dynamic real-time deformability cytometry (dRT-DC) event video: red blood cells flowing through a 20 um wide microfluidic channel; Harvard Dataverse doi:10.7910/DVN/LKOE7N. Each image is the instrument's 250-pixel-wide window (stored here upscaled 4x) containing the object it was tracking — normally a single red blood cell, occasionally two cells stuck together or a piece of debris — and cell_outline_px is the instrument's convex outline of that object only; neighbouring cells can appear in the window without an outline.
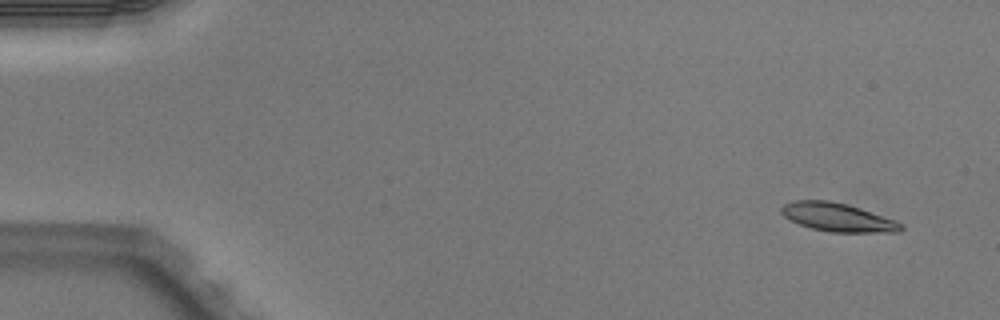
{"species": "Egyptian fruit bat (a non-hibernating species)", "species_latin": "Rousettus aegyptiacus", "temperature_condition": "warm", "stored_images_in_passage": 4, "camera_frame_rate_fps": 3000, "um_per_image_px": 0.085, "animal": {"sex": "male"}, "frame": {"image": 1, "passage_image": 1, "time_ms": 0.0, "image_size_px": [1000, 320], "cell_outline_px": [[904, 228], [900, 232], [832, 232], [812, 228], [800, 224], [784, 216], [780, 212], [780, 208], [784, 204], [796, 200], [828, 200], [848, 204], [896, 220], [904, 224]], "centroid_in_image_um": [71.24, 18.46], "position_along_channel_um": 13.8, "area_um2": 19.83}}
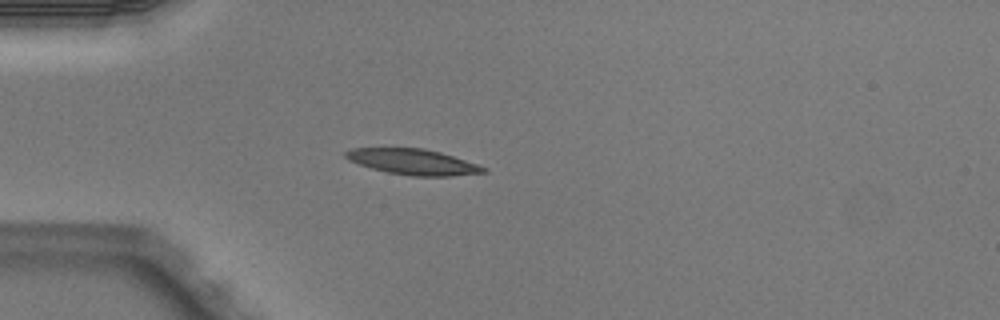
{"frame": {"image": 2, "passage_image": 4, "time_ms": 1.0, "image_size_px": [1000, 320], "cell_outline_px": [[488, 172], [452, 176], [412, 176], [388, 172], [372, 168], [348, 160], [344, 156], [344, 152], [352, 148], [424, 148], [440, 152], [480, 164], [488, 168]], "centroid_in_image_um": [35.16, 13.76], "position_along_channel_um": 49.8, "area_um2": 20.69}}